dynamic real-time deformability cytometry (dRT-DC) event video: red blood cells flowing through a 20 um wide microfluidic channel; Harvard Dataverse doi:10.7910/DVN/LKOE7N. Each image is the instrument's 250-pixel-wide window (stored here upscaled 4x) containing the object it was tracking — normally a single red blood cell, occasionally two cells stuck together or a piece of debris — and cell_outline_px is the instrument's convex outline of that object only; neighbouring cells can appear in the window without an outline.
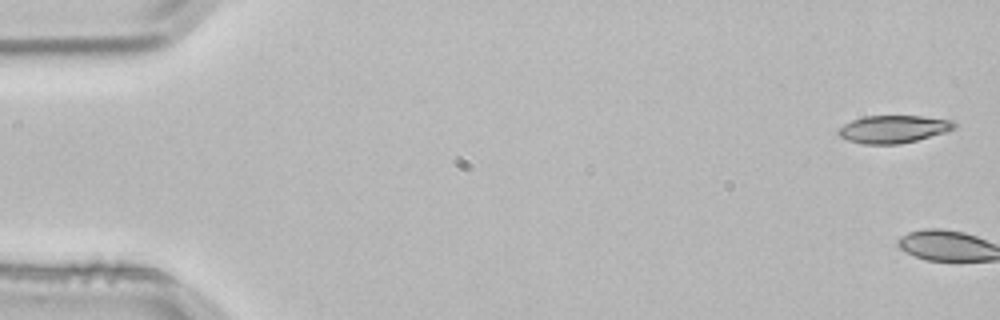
{"species": "common noctule bat (a hibernating species)", "species_latin": "Nyctalus noctula", "temperature_condition": "room temperature", "stored_images_in_passage": 4, "camera_frame_rate_fps": 3000, "um_per_image_px": 0.085, "animal": {"sex": "male", "body_mass_g": 21.5, "forearm_length_mm": 52.0}, "frame": {"image": 1, "passage_image": 1, "time_ms": 0.0, "image_size_px": [1000, 320], "cell_outline_px": [[960, 124], [956, 128], [944, 132], [916, 140], [900, 144], [864, 144], [848, 140], [840, 136], [836, 132], [844, 124], [852, 120], [864, 116], [924, 116], [952, 120]], "centroid_in_image_um": [75.97, 10.97], "position_along_channel_um": 9.0, "area_um2": 18.67}}